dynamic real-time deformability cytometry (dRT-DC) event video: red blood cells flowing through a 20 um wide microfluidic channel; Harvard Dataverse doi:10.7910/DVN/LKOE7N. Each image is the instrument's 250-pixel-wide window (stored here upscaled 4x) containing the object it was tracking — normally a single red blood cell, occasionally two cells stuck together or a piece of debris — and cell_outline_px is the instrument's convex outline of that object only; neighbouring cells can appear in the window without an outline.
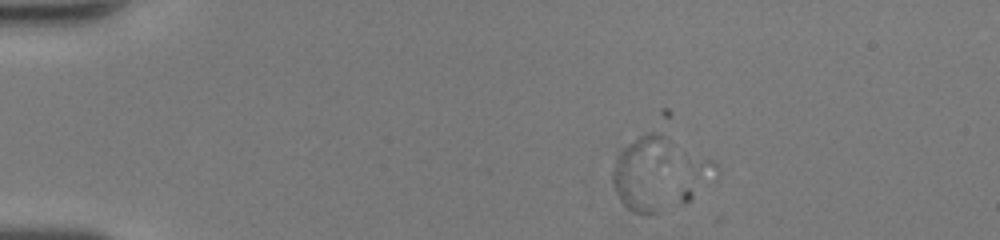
{"species": "human", "species_latin": "Homo sapiens", "temperature_condition": "room temperature", "stored_images_in_passage": 49, "camera_frame_rate_fps": 3000, "um_per_image_px": 0.085, "donor": {"sex": "female"}, "frame": {"image": 1, "passage_image": 7, "time_ms": 2.0, "image_size_px": [1000, 240], "cell_outline_px": [[668, 140], [656, 212], [636, 212], [628, 208], [620, 200], [612, 184], [612, 172], [616, 156], [620, 148], [640, 136], [648, 132], [656, 132], [664, 136]], "centroid_in_image_um": [54.43, 14.62], "position_along_channel_um": 30.6, "area_um2": 24.16}}
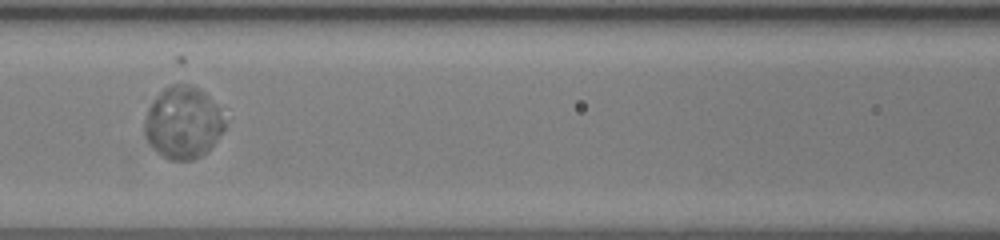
{"frame": {"image": 2, "passage_image": 20, "time_ms": 6.333, "image_size_px": [1000, 240], "cell_outline_px": [[228, 108], [224, 128], [216, 140], [200, 156], [192, 160], [168, 160], [152, 148], [148, 144], [144, 132], [144, 120], [148, 108], [156, 96], [164, 88], [180, 80], [200, 88]], "centroid_in_image_um": [15.61, 10.35], "position_along_channel_um": 151.0, "area_um2": 34.97}}
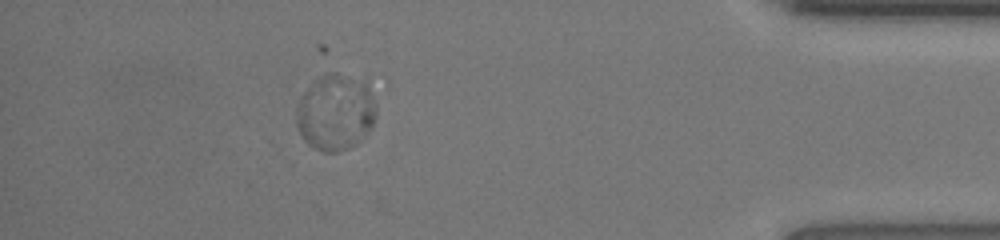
{"frame": {"image": 3, "passage_image": 43, "time_ms": 14.0, "image_size_px": [1000, 240], "cell_outline_px": [[376, 116], [372, 128], [356, 144], [348, 148], [336, 152], [324, 152], [308, 144], [300, 136], [296, 128], [296, 108], [300, 96], [312, 80], [316, 76], [324, 72], [336, 72], [368, 76], [376, 80]], "centroid_in_image_um": [28.6, 9.41], "position_along_channel_um": 406.6, "area_um2": 37.92}}